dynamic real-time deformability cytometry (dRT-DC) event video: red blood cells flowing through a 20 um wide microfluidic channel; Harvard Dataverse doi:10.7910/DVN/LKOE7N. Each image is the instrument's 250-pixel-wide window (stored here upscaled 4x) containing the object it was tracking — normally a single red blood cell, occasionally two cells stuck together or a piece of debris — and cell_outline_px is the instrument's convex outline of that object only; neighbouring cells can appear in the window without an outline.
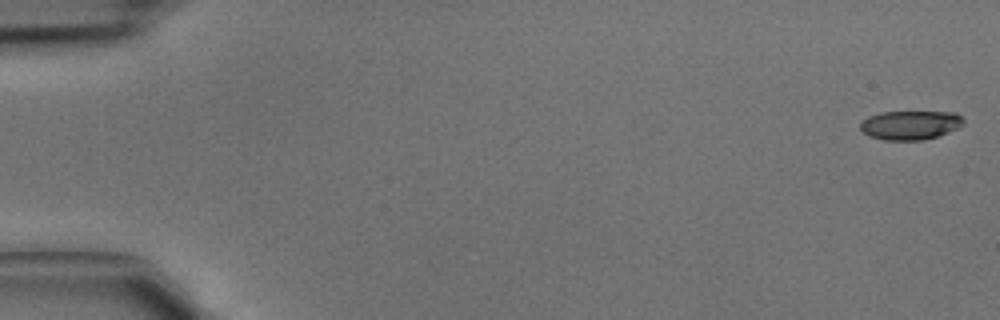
{"species": "common noctule bat (a hibernating species)", "species_latin": "Nyctalus noctula", "temperature_condition": "cold", "stored_images_in_passage": 4, "segment_of_instrument_passage": [2, 2], "camera_frame_rate_fps": 3000, "um_per_image_px": 0.085, "animal": {"sex": "male", "body_mass_g": 15.6}, "frame": {"image": 1, "passage_image": 4, "time_ms": 1.0, "image_size_px": [1000, 320], "cell_outline_px": [[964, 124], [948, 132], [924, 140], [884, 140], [868, 136], [860, 128], [860, 124], [868, 116], [880, 112], [956, 112], [964, 120]], "centroid_in_image_um": [77.36, 10.63], "position_along_channel_um": 7.6, "area_um2": 17.4}}